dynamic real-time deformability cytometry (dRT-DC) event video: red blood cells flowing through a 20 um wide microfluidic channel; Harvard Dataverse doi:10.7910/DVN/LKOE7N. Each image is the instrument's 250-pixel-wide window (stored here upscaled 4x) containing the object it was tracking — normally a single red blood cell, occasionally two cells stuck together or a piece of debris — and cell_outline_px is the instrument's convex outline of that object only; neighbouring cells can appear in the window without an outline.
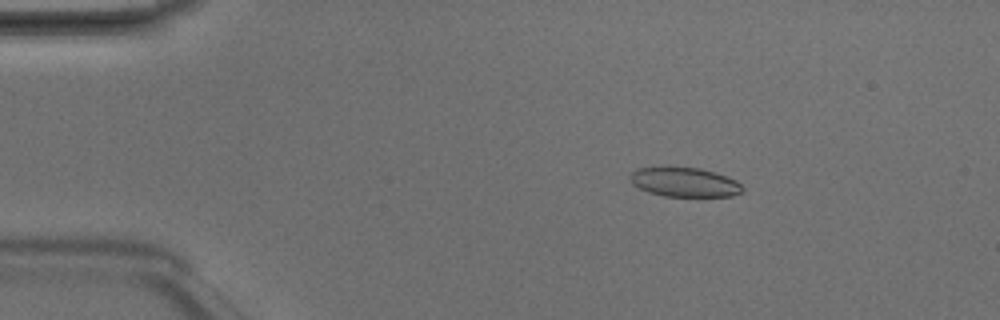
{"species": "Egyptian fruit bat (a non-hibernating species)", "species_latin": "Rousettus aegyptiacus", "temperature_condition": "room temperature", "stored_images_in_passage": 5, "camera_frame_rate_fps": 3000, "um_per_image_px": 0.085, "animal": {"sex": "male"}, "frame": {"image": 1, "passage_image": 3, "time_ms": 0.667, "image_size_px": [1000, 320], "cell_outline_px": [[744, 188], [740, 192], [732, 196], [664, 196], [648, 192], [632, 184], [632, 172], [636, 168], [700, 168], [736, 180]], "centroid_in_image_um": [58.19, 15.5], "position_along_channel_um": 26.8, "area_um2": 18.67}}